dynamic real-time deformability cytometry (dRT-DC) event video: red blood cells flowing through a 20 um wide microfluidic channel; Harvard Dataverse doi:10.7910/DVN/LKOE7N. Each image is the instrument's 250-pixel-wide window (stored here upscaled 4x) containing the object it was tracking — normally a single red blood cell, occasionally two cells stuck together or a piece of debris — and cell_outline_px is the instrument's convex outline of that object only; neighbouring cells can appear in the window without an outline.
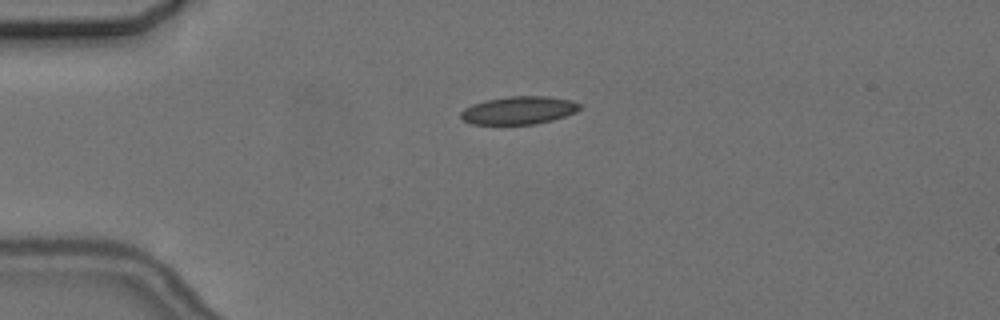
{"species": "common noctule bat (a hibernating species)", "species_latin": "Nyctalus noctula", "temperature_condition": "cold", "stored_images_in_passage": 2, "camera_frame_rate_fps": 3000, "um_per_image_px": 0.085, "animal": {"sex": "female", "body_mass_g": 24.6, "forearm_length_mm": 56.2}, "frame": {"image": 1, "passage_image": 1, "time_ms": 0.0, "image_size_px": [1000, 320], "cell_outline_px": [[580, 108], [576, 112], [552, 120], [536, 124], [472, 124], [464, 120], [460, 116], [460, 112], [464, 108], [472, 104], [484, 100], [508, 96], [548, 96], [572, 100], [580, 104]], "centroid_in_image_um": [44.08, 9.37], "position_along_channel_um": 40.9, "area_um2": 19.42}}